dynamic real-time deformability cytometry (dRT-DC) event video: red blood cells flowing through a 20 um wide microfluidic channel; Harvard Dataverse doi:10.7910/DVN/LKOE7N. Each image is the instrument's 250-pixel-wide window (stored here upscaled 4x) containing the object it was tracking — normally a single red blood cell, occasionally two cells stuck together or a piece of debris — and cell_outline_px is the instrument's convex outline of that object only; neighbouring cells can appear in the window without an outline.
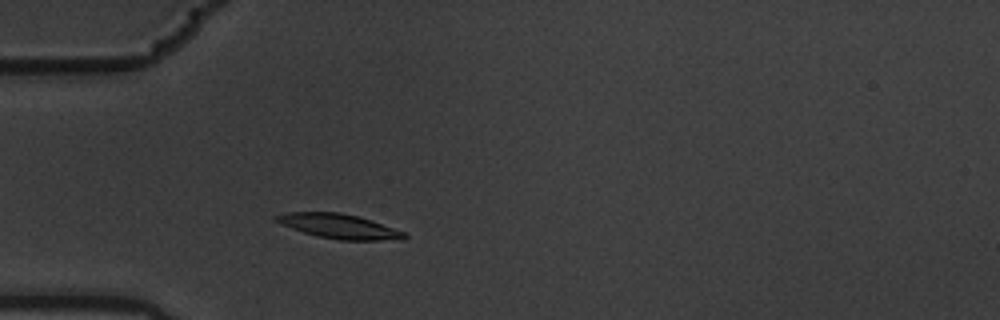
{"species": "common noctule bat (a hibernating species)", "species_latin": "Nyctalus noctula", "temperature_condition": "warm", "stored_images_in_passage": 3, "camera_frame_rate_fps": 3000, "um_per_image_px": 0.085, "animal": {"sex": "male", "body_mass_g": 19.5, "forearm_length_mm": 54.6}, "frame": {"image": 1, "passage_image": 3, "time_ms": 0.667, "image_size_px": [1000, 320], "cell_outline_px": [[408, 236], [404, 240], [340, 240], [316, 236], [292, 228], [276, 220], [276, 216], [288, 212], [340, 212], [372, 220], [404, 232]], "centroid_in_image_um": [28.89, 19.24], "position_along_channel_um": 56.1, "area_um2": 18.09}}